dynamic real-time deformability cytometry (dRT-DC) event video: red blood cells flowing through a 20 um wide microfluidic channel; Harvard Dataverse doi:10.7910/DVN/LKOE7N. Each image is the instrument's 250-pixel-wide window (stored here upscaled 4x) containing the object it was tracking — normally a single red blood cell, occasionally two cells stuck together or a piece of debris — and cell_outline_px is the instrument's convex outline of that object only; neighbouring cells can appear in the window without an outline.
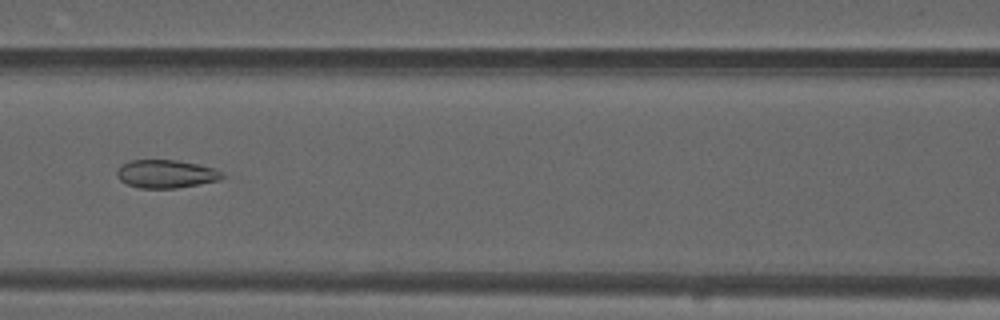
{"species": "common noctule bat (a hibernating species)", "species_latin": "Nyctalus noctula", "temperature_condition": "warm", "stored_images_in_passage": 54, "camera_frame_rate_fps": 3000, "um_per_image_px": 0.085, "animal": {"sex": "male", "forearm_length_mm": 52.5}, "frame": {"image": 1, "passage_image": 24, "time_ms": 7.667, "image_size_px": [1000, 320], "cell_outline_px": [[224, 176], [220, 180], [200, 184], [176, 188], [140, 188], [128, 184], [120, 180], [116, 176], [116, 172], [128, 160], [176, 160], [216, 168], [224, 172]], "centroid_in_image_um": [14.15, 14.78], "position_along_channel_um": 152.5, "area_um2": 17.28}}
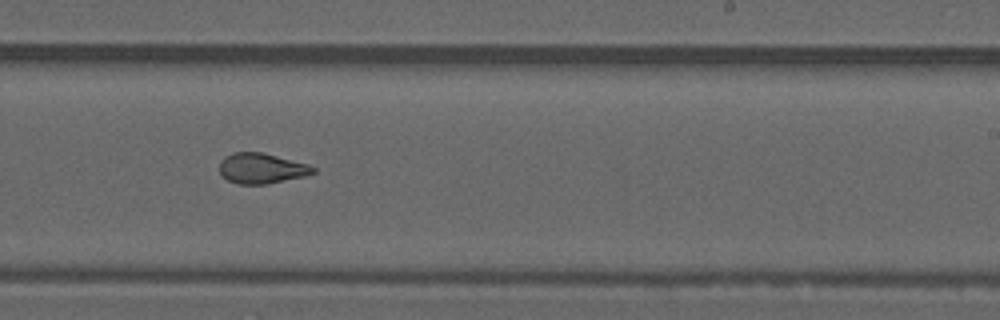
{"frame": {"image": 2, "passage_image": 33, "time_ms": 10.667, "image_size_px": [1000, 320], "cell_outline_px": [[316, 172], [304, 176], [268, 184], [236, 184], [228, 180], [220, 172], [220, 160], [224, 156], [232, 152], [260, 152], [308, 164], [316, 168]], "centroid_in_image_um": [22.22, 14.31], "position_along_channel_um": 266.8, "area_um2": 16.53}}
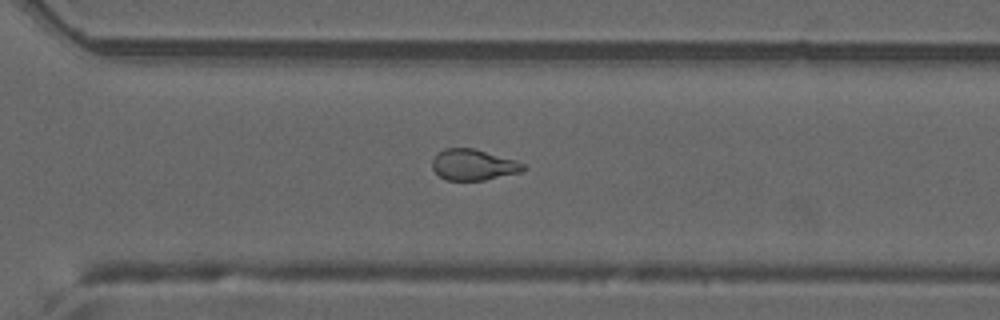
{"frame": {"image": 3, "passage_image": 38, "time_ms": 12.333, "image_size_px": [1000, 320], "cell_outline_px": [[528, 168], [520, 172], [484, 180], [444, 180], [432, 168], [432, 160], [444, 148], [472, 148], [516, 160], [524, 164]], "centroid_in_image_um": [40.25, 14.01], "position_along_channel_um": 330.4, "area_um2": 16.3}, "authors_computed_cell_mechanics": {"area_um2": 18.4671, "velocity_mm_per_s": 3.8306, "shape_relaxation_time_tau1_ms": null, "shape_relaxation_time_tau2_ms": 1.7125, "deformation_change_tau1": null, "deformation_change_tau2": 0.0887}}